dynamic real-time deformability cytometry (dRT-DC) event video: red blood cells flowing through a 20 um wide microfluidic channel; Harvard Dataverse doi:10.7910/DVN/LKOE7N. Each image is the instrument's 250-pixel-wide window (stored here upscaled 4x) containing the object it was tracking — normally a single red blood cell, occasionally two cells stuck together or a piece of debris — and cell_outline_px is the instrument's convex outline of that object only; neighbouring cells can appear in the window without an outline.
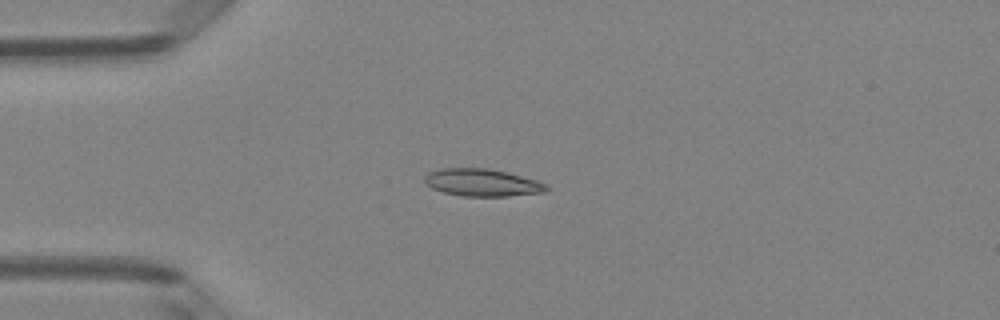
{"species": "Egyptian fruit bat (a non-hibernating species)", "species_latin": "Rousettus aegyptiacus", "temperature_condition": "room temperature", "stored_images_in_passage": 2, "camera_frame_rate_fps": 3000, "um_per_image_px": 0.085, "animal": {"sex": "female"}, "frame": {"image": 1, "passage_image": 1, "time_ms": 0.0, "image_size_px": [1000, 320], "cell_outline_px": [[548, 188], [544, 192], [508, 196], [460, 196], [444, 192], [432, 188], [424, 180], [424, 176], [428, 172], [440, 168], [488, 168], [536, 180], [548, 184]], "centroid_in_image_um": [40.96, 15.52], "position_along_channel_um": 44.0, "area_um2": 19.31}}
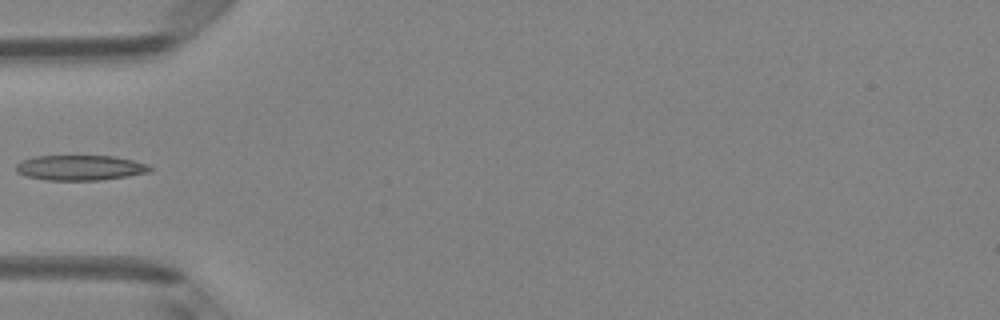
{"frame": {"image": 2, "passage_image": 2, "time_ms": 0.333, "image_size_px": [1000, 320], "cell_outline_px": [[152, 168], [148, 172], [128, 176], [100, 180], [48, 180], [24, 176], [16, 172], [16, 164], [20, 160], [36, 156], [116, 156], [148, 164]], "centroid_in_image_um": [6.78, 14.25], "position_along_channel_um": 78.2, "area_um2": 19.71}}